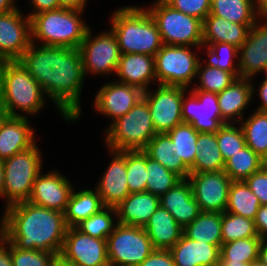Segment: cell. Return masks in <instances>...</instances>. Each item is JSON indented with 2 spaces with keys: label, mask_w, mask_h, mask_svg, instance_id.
Segmentation results:
<instances>
[{
  "label": "cell",
  "mask_w": 267,
  "mask_h": 266,
  "mask_svg": "<svg viewBox=\"0 0 267 266\" xmlns=\"http://www.w3.org/2000/svg\"><path fill=\"white\" fill-rule=\"evenodd\" d=\"M31 46L17 60L39 83L48 99L54 102L66 121L81 115V92L84 81L79 49L54 46Z\"/></svg>",
  "instance_id": "6da1fadb"
},
{
  "label": "cell",
  "mask_w": 267,
  "mask_h": 266,
  "mask_svg": "<svg viewBox=\"0 0 267 266\" xmlns=\"http://www.w3.org/2000/svg\"><path fill=\"white\" fill-rule=\"evenodd\" d=\"M0 221V233L14 247L60 255L68 229L64 213L25 201L7 207Z\"/></svg>",
  "instance_id": "7a4b0ae2"
},
{
  "label": "cell",
  "mask_w": 267,
  "mask_h": 266,
  "mask_svg": "<svg viewBox=\"0 0 267 266\" xmlns=\"http://www.w3.org/2000/svg\"><path fill=\"white\" fill-rule=\"evenodd\" d=\"M111 30L120 53H139L155 56L164 45L157 24L146 8L121 7L113 12Z\"/></svg>",
  "instance_id": "3957f363"
},
{
  "label": "cell",
  "mask_w": 267,
  "mask_h": 266,
  "mask_svg": "<svg viewBox=\"0 0 267 266\" xmlns=\"http://www.w3.org/2000/svg\"><path fill=\"white\" fill-rule=\"evenodd\" d=\"M45 98L42 87L18 61L4 64L0 82V109L5 116L25 117L21 115L22 112L27 115L39 113L46 103Z\"/></svg>",
  "instance_id": "277c9868"
},
{
  "label": "cell",
  "mask_w": 267,
  "mask_h": 266,
  "mask_svg": "<svg viewBox=\"0 0 267 266\" xmlns=\"http://www.w3.org/2000/svg\"><path fill=\"white\" fill-rule=\"evenodd\" d=\"M82 10L60 8L33 15L32 42L42 41L43 46L79 49L89 26L81 18Z\"/></svg>",
  "instance_id": "5b68a950"
},
{
  "label": "cell",
  "mask_w": 267,
  "mask_h": 266,
  "mask_svg": "<svg viewBox=\"0 0 267 266\" xmlns=\"http://www.w3.org/2000/svg\"><path fill=\"white\" fill-rule=\"evenodd\" d=\"M105 144L115 151L144 150L157 134L149 106L141 99L125 115L112 122L105 131Z\"/></svg>",
  "instance_id": "8992f818"
},
{
  "label": "cell",
  "mask_w": 267,
  "mask_h": 266,
  "mask_svg": "<svg viewBox=\"0 0 267 266\" xmlns=\"http://www.w3.org/2000/svg\"><path fill=\"white\" fill-rule=\"evenodd\" d=\"M155 20L164 45H203V22L172 8L164 0H156L151 7H145Z\"/></svg>",
  "instance_id": "52a82bcc"
},
{
  "label": "cell",
  "mask_w": 267,
  "mask_h": 266,
  "mask_svg": "<svg viewBox=\"0 0 267 266\" xmlns=\"http://www.w3.org/2000/svg\"><path fill=\"white\" fill-rule=\"evenodd\" d=\"M37 144L2 161L5 183L2 197L7 201L6 208L28 201L32 186L42 171V157Z\"/></svg>",
  "instance_id": "ba28073f"
},
{
  "label": "cell",
  "mask_w": 267,
  "mask_h": 266,
  "mask_svg": "<svg viewBox=\"0 0 267 266\" xmlns=\"http://www.w3.org/2000/svg\"><path fill=\"white\" fill-rule=\"evenodd\" d=\"M106 241L110 266H139L154 251L143 227L118 223Z\"/></svg>",
  "instance_id": "9c48e42d"
},
{
  "label": "cell",
  "mask_w": 267,
  "mask_h": 266,
  "mask_svg": "<svg viewBox=\"0 0 267 266\" xmlns=\"http://www.w3.org/2000/svg\"><path fill=\"white\" fill-rule=\"evenodd\" d=\"M190 50L191 46H162L154 56L158 84L188 88L193 83L200 58Z\"/></svg>",
  "instance_id": "30bf717a"
},
{
  "label": "cell",
  "mask_w": 267,
  "mask_h": 266,
  "mask_svg": "<svg viewBox=\"0 0 267 266\" xmlns=\"http://www.w3.org/2000/svg\"><path fill=\"white\" fill-rule=\"evenodd\" d=\"M91 28L87 30L79 47L85 77L87 74L109 75L116 72L120 60V49L112 30L92 36Z\"/></svg>",
  "instance_id": "8fae6325"
},
{
  "label": "cell",
  "mask_w": 267,
  "mask_h": 266,
  "mask_svg": "<svg viewBox=\"0 0 267 266\" xmlns=\"http://www.w3.org/2000/svg\"><path fill=\"white\" fill-rule=\"evenodd\" d=\"M188 88L159 84L156 91L146 90L143 99L149 106L152 123L157 133H167L183 122V95Z\"/></svg>",
  "instance_id": "7c38bea8"
},
{
  "label": "cell",
  "mask_w": 267,
  "mask_h": 266,
  "mask_svg": "<svg viewBox=\"0 0 267 266\" xmlns=\"http://www.w3.org/2000/svg\"><path fill=\"white\" fill-rule=\"evenodd\" d=\"M60 256L74 266H110L107 241L86 235L76 227L67 229Z\"/></svg>",
  "instance_id": "4fadbf2b"
},
{
  "label": "cell",
  "mask_w": 267,
  "mask_h": 266,
  "mask_svg": "<svg viewBox=\"0 0 267 266\" xmlns=\"http://www.w3.org/2000/svg\"><path fill=\"white\" fill-rule=\"evenodd\" d=\"M188 180L201 212H225L232 180L224 171L190 173Z\"/></svg>",
  "instance_id": "5bb4252c"
},
{
  "label": "cell",
  "mask_w": 267,
  "mask_h": 266,
  "mask_svg": "<svg viewBox=\"0 0 267 266\" xmlns=\"http://www.w3.org/2000/svg\"><path fill=\"white\" fill-rule=\"evenodd\" d=\"M185 95L182 102L183 122L190 123L198 132L208 133H216L225 124L220 115L217 94L190 90L189 97Z\"/></svg>",
  "instance_id": "9a60e30c"
},
{
  "label": "cell",
  "mask_w": 267,
  "mask_h": 266,
  "mask_svg": "<svg viewBox=\"0 0 267 266\" xmlns=\"http://www.w3.org/2000/svg\"><path fill=\"white\" fill-rule=\"evenodd\" d=\"M19 8L0 14V56L17 61L32 44L31 20Z\"/></svg>",
  "instance_id": "2e32d148"
},
{
  "label": "cell",
  "mask_w": 267,
  "mask_h": 266,
  "mask_svg": "<svg viewBox=\"0 0 267 266\" xmlns=\"http://www.w3.org/2000/svg\"><path fill=\"white\" fill-rule=\"evenodd\" d=\"M74 186L57 171L40 172L34 181L28 201L48 209L65 212Z\"/></svg>",
  "instance_id": "e0dca14e"
},
{
  "label": "cell",
  "mask_w": 267,
  "mask_h": 266,
  "mask_svg": "<svg viewBox=\"0 0 267 266\" xmlns=\"http://www.w3.org/2000/svg\"><path fill=\"white\" fill-rule=\"evenodd\" d=\"M144 91L119 82H108L96 93L94 108L98 113L111 117L112 122L125 115L143 99Z\"/></svg>",
  "instance_id": "ac0fdd59"
},
{
  "label": "cell",
  "mask_w": 267,
  "mask_h": 266,
  "mask_svg": "<svg viewBox=\"0 0 267 266\" xmlns=\"http://www.w3.org/2000/svg\"><path fill=\"white\" fill-rule=\"evenodd\" d=\"M240 78L252 79L258 72L267 74V25L255 23L239 47Z\"/></svg>",
  "instance_id": "d6986e66"
},
{
  "label": "cell",
  "mask_w": 267,
  "mask_h": 266,
  "mask_svg": "<svg viewBox=\"0 0 267 266\" xmlns=\"http://www.w3.org/2000/svg\"><path fill=\"white\" fill-rule=\"evenodd\" d=\"M108 150L113 159L95 189L104 207L116 208L130 194L126 177V151Z\"/></svg>",
  "instance_id": "ffe728a7"
},
{
  "label": "cell",
  "mask_w": 267,
  "mask_h": 266,
  "mask_svg": "<svg viewBox=\"0 0 267 266\" xmlns=\"http://www.w3.org/2000/svg\"><path fill=\"white\" fill-rule=\"evenodd\" d=\"M33 131L27 116L4 115L0 120V160L3 161L34 146L37 142Z\"/></svg>",
  "instance_id": "44dd1931"
},
{
  "label": "cell",
  "mask_w": 267,
  "mask_h": 266,
  "mask_svg": "<svg viewBox=\"0 0 267 266\" xmlns=\"http://www.w3.org/2000/svg\"><path fill=\"white\" fill-rule=\"evenodd\" d=\"M159 203L161 207L169 211L182 228L189 225L201 213L188 179H182L161 195Z\"/></svg>",
  "instance_id": "7402d4cb"
},
{
  "label": "cell",
  "mask_w": 267,
  "mask_h": 266,
  "mask_svg": "<svg viewBox=\"0 0 267 266\" xmlns=\"http://www.w3.org/2000/svg\"><path fill=\"white\" fill-rule=\"evenodd\" d=\"M252 82V79L239 77L217 94L219 111L224 123L236 124L244 118V110L251 103L255 93Z\"/></svg>",
  "instance_id": "603a6c76"
},
{
  "label": "cell",
  "mask_w": 267,
  "mask_h": 266,
  "mask_svg": "<svg viewBox=\"0 0 267 266\" xmlns=\"http://www.w3.org/2000/svg\"><path fill=\"white\" fill-rule=\"evenodd\" d=\"M115 75L120 80L117 82L145 92L151 82L157 81L154 56L139 53L121 54Z\"/></svg>",
  "instance_id": "cb8c5ba5"
},
{
  "label": "cell",
  "mask_w": 267,
  "mask_h": 266,
  "mask_svg": "<svg viewBox=\"0 0 267 266\" xmlns=\"http://www.w3.org/2000/svg\"><path fill=\"white\" fill-rule=\"evenodd\" d=\"M176 266H218L220 248L187 238L184 234L169 250Z\"/></svg>",
  "instance_id": "d4e9b609"
},
{
  "label": "cell",
  "mask_w": 267,
  "mask_h": 266,
  "mask_svg": "<svg viewBox=\"0 0 267 266\" xmlns=\"http://www.w3.org/2000/svg\"><path fill=\"white\" fill-rule=\"evenodd\" d=\"M155 250H170L182 237L183 230L169 213L160 205L143 227Z\"/></svg>",
  "instance_id": "484cf974"
},
{
  "label": "cell",
  "mask_w": 267,
  "mask_h": 266,
  "mask_svg": "<svg viewBox=\"0 0 267 266\" xmlns=\"http://www.w3.org/2000/svg\"><path fill=\"white\" fill-rule=\"evenodd\" d=\"M159 205V196L150 192L131 193L116 207L117 222L144 227Z\"/></svg>",
  "instance_id": "4316f807"
},
{
  "label": "cell",
  "mask_w": 267,
  "mask_h": 266,
  "mask_svg": "<svg viewBox=\"0 0 267 266\" xmlns=\"http://www.w3.org/2000/svg\"><path fill=\"white\" fill-rule=\"evenodd\" d=\"M251 28L252 26L232 23L209 13L203 21V45L224 42L239 48L246 41Z\"/></svg>",
  "instance_id": "83f0119b"
},
{
  "label": "cell",
  "mask_w": 267,
  "mask_h": 266,
  "mask_svg": "<svg viewBox=\"0 0 267 266\" xmlns=\"http://www.w3.org/2000/svg\"><path fill=\"white\" fill-rule=\"evenodd\" d=\"M143 151L181 179H188L190 168L178 159L176 144L167 133H157Z\"/></svg>",
  "instance_id": "f1b7e54d"
},
{
  "label": "cell",
  "mask_w": 267,
  "mask_h": 266,
  "mask_svg": "<svg viewBox=\"0 0 267 266\" xmlns=\"http://www.w3.org/2000/svg\"><path fill=\"white\" fill-rule=\"evenodd\" d=\"M196 156L190 173L220 172L225 161L219 150L216 133L199 132L196 143Z\"/></svg>",
  "instance_id": "f546056e"
},
{
  "label": "cell",
  "mask_w": 267,
  "mask_h": 266,
  "mask_svg": "<svg viewBox=\"0 0 267 266\" xmlns=\"http://www.w3.org/2000/svg\"><path fill=\"white\" fill-rule=\"evenodd\" d=\"M104 208L98 191L94 188L72 192L66 206L64 217L67 227H76L83 220Z\"/></svg>",
  "instance_id": "4dcf8cb0"
},
{
  "label": "cell",
  "mask_w": 267,
  "mask_h": 266,
  "mask_svg": "<svg viewBox=\"0 0 267 266\" xmlns=\"http://www.w3.org/2000/svg\"><path fill=\"white\" fill-rule=\"evenodd\" d=\"M257 10V0H211L210 14L232 23L253 26L259 22Z\"/></svg>",
  "instance_id": "1f68e13d"
},
{
  "label": "cell",
  "mask_w": 267,
  "mask_h": 266,
  "mask_svg": "<svg viewBox=\"0 0 267 266\" xmlns=\"http://www.w3.org/2000/svg\"><path fill=\"white\" fill-rule=\"evenodd\" d=\"M221 226L222 213L201 212L184 228L183 234L189 239L213 244L221 248Z\"/></svg>",
  "instance_id": "d6a6232c"
},
{
  "label": "cell",
  "mask_w": 267,
  "mask_h": 266,
  "mask_svg": "<svg viewBox=\"0 0 267 266\" xmlns=\"http://www.w3.org/2000/svg\"><path fill=\"white\" fill-rule=\"evenodd\" d=\"M260 206L259 199L245 181H232L225 208L226 212L255 220Z\"/></svg>",
  "instance_id": "836d02e7"
},
{
  "label": "cell",
  "mask_w": 267,
  "mask_h": 266,
  "mask_svg": "<svg viewBox=\"0 0 267 266\" xmlns=\"http://www.w3.org/2000/svg\"><path fill=\"white\" fill-rule=\"evenodd\" d=\"M246 145L267 164V112L256 111L241 120Z\"/></svg>",
  "instance_id": "e575fe53"
},
{
  "label": "cell",
  "mask_w": 267,
  "mask_h": 266,
  "mask_svg": "<svg viewBox=\"0 0 267 266\" xmlns=\"http://www.w3.org/2000/svg\"><path fill=\"white\" fill-rule=\"evenodd\" d=\"M265 164V161L246 145L225 162L223 171L232 181H245Z\"/></svg>",
  "instance_id": "d590c367"
},
{
  "label": "cell",
  "mask_w": 267,
  "mask_h": 266,
  "mask_svg": "<svg viewBox=\"0 0 267 266\" xmlns=\"http://www.w3.org/2000/svg\"><path fill=\"white\" fill-rule=\"evenodd\" d=\"M261 242V237H249L223 243L220 248L219 262L251 263L256 261Z\"/></svg>",
  "instance_id": "8d00e7d4"
},
{
  "label": "cell",
  "mask_w": 267,
  "mask_h": 266,
  "mask_svg": "<svg viewBox=\"0 0 267 266\" xmlns=\"http://www.w3.org/2000/svg\"><path fill=\"white\" fill-rule=\"evenodd\" d=\"M198 133L190 123L186 122L178 124L167 132L172 142L176 144L178 159H182L189 168L195 161Z\"/></svg>",
  "instance_id": "74e56055"
},
{
  "label": "cell",
  "mask_w": 267,
  "mask_h": 266,
  "mask_svg": "<svg viewBox=\"0 0 267 266\" xmlns=\"http://www.w3.org/2000/svg\"><path fill=\"white\" fill-rule=\"evenodd\" d=\"M146 171L148 172L146 192L161 196L174 187L182 179L166 169L162 164L146 154Z\"/></svg>",
  "instance_id": "f35d334b"
},
{
  "label": "cell",
  "mask_w": 267,
  "mask_h": 266,
  "mask_svg": "<svg viewBox=\"0 0 267 266\" xmlns=\"http://www.w3.org/2000/svg\"><path fill=\"white\" fill-rule=\"evenodd\" d=\"M112 215L117 219L116 208L104 207L98 213L83 220L76 228L93 238L106 240L118 224L117 221L115 223Z\"/></svg>",
  "instance_id": "ab89813d"
},
{
  "label": "cell",
  "mask_w": 267,
  "mask_h": 266,
  "mask_svg": "<svg viewBox=\"0 0 267 266\" xmlns=\"http://www.w3.org/2000/svg\"><path fill=\"white\" fill-rule=\"evenodd\" d=\"M196 77L199 78V85L194 86L191 91H204L215 94L222 92L237 79L231 72L217 67L202 65L201 61L198 65Z\"/></svg>",
  "instance_id": "60d3db41"
},
{
  "label": "cell",
  "mask_w": 267,
  "mask_h": 266,
  "mask_svg": "<svg viewBox=\"0 0 267 266\" xmlns=\"http://www.w3.org/2000/svg\"><path fill=\"white\" fill-rule=\"evenodd\" d=\"M221 234L222 244L238 239L259 237L254 220L226 211L222 213Z\"/></svg>",
  "instance_id": "b9f144b4"
},
{
  "label": "cell",
  "mask_w": 267,
  "mask_h": 266,
  "mask_svg": "<svg viewBox=\"0 0 267 266\" xmlns=\"http://www.w3.org/2000/svg\"><path fill=\"white\" fill-rule=\"evenodd\" d=\"M207 48L208 62L207 66L217 67L219 69L231 72L236 78L240 77L238 60L237 64L233 63L235 58H238L239 48L229 43H212L211 45H202Z\"/></svg>",
  "instance_id": "7bdbcfd3"
},
{
  "label": "cell",
  "mask_w": 267,
  "mask_h": 266,
  "mask_svg": "<svg viewBox=\"0 0 267 266\" xmlns=\"http://www.w3.org/2000/svg\"><path fill=\"white\" fill-rule=\"evenodd\" d=\"M126 173L129 193L146 191L148 172L146 153L143 150L126 151Z\"/></svg>",
  "instance_id": "ee69618b"
},
{
  "label": "cell",
  "mask_w": 267,
  "mask_h": 266,
  "mask_svg": "<svg viewBox=\"0 0 267 266\" xmlns=\"http://www.w3.org/2000/svg\"><path fill=\"white\" fill-rule=\"evenodd\" d=\"M234 125V123H225L216 132L218 147L225 162L246 146L241 126L238 128Z\"/></svg>",
  "instance_id": "f6af8a7d"
},
{
  "label": "cell",
  "mask_w": 267,
  "mask_h": 266,
  "mask_svg": "<svg viewBox=\"0 0 267 266\" xmlns=\"http://www.w3.org/2000/svg\"><path fill=\"white\" fill-rule=\"evenodd\" d=\"M56 256L43 250H22L11 244L13 266H50Z\"/></svg>",
  "instance_id": "bcb514c9"
},
{
  "label": "cell",
  "mask_w": 267,
  "mask_h": 266,
  "mask_svg": "<svg viewBox=\"0 0 267 266\" xmlns=\"http://www.w3.org/2000/svg\"><path fill=\"white\" fill-rule=\"evenodd\" d=\"M175 10L191 15L202 22L210 13L211 0H164Z\"/></svg>",
  "instance_id": "7dc6e473"
},
{
  "label": "cell",
  "mask_w": 267,
  "mask_h": 266,
  "mask_svg": "<svg viewBox=\"0 0 267 266\" xmlns=\"http://www.w3.org/2000/svg\"><path fill=\"white\" fill-rule=\"evenodd\" d=\"M245 182L259 199L261 205H267V164L251 174Z\"/></svg>",
  "instance_id": "c3c4849f"
},
{
  "label": "cell",
  "mask_w": 267,
  "mask_h": 266,
  "mask_svg": "<svg viewBox=\"0 0 267 266\" xmlns=\"http://www.w3.org/2000/svg\"><path fill=\"white\" fill-rule=\"evenodd\" d=\"M139 266H176L169 250H155Z\"/></svg>",
  "instance_id": "681fc988"
},
{
  "label": "cell",
  "mask_w": 267,
  "mask_h": 266,
  "mask_svg": "<svg viewBox=\"0 0 267 266\" xmlns=\"http://www.w3.org/2000/svg\"><path fill=\"white\" fill-rule=\"evenodd\" d=\"M259 237L267 238V205H261L254 220Z\"/></svg>",
  "instance_id": "f907efd6"
},
{
  "label": "cell",
  "mask_w": 267,
  "mask_h": 266,
  "mask_svg": "<svg viewBox=\"0 0 267 266\" xmlns=\"http://www.w3.org/2000/svg\"><path fill=\"white\" fill-rule=\"evenodd\" d=\"M31 6H34V10L32 13H30L29 16L30 18L43 11H50V10H56L60 9V2L59 0H30Z\"/></svg>",
  "instance_id": "816d5d0a"
},
{
  "label": "cell",
  "mask_w": 267,
  "mask_h": 266,
  "mask_svg": "<svg viewBox=\"0 0 267 266\" xmlns=\"http://www.w3.org/2000/svg\"><path fill=\"white\" fill-rule=\"evenodd\" d=\"M0 266H13L11 243L0 233Z\"/></svg>",
  "instance_id": "f5cc1de1"
},
{
  "label": "cell",
  "mask_w": 267,
  "mask_h": 266,
  "mask_svg": "<svg viewBox=\"0 0 267 266\" xmlns=\"http://www.w3.org/2000/svg\"><path fill=\"white\" fill-rule=\"evenodd\" d=\"M258 90V96L260 97L259 99H261V104L257 107L256 111L267 112V74Z\"/></svg>",
  "instance_id": "db71d44e"
},
{
  "label": "cell",
  "mask_w": 267,
  "mask_h": 266,
  "mask_svg": "<svg viewBox=\"0 0 267 266\" xmlns=\"http://www.w3.org/2000/svg\"><path fill=\"white\" fill-rule=\"evenodd\" d=\"M60 7L84 11L87 0H59Z\"/></svg>",
  "instance_id": "11a10c76"
},
{
  "label": "cell",
  "mask_w": 267,
  "mask_h": 266,
  "mask_svg": "<svg viewBox=\"0 0 267 266\" xmlns=\"http://www.w3.org/2000/svg\"><path fill=\"white\" fill-rule=\"evenodd\" d=\"M17 8L15 0H0V14L11 12Z\"/></svg>",
  "instance_id": "9f6ffc18"
},
{
  "label": "cell",
  "mask_w": 267,
  "mask_h": 266,
  "mask_svg": "<svg viewBox=\"0 0 267 266\" xmlns=\"http://www.w3.org/2000/svg\"><path fill=\"white\" fill-rule=\"evenodd\" d=\"M258 260L267 266V238H263L259 247Z\"/></svg>",
  "instance_id": "6f0895ef"
},
{
  "label": "cell",
  "mask_w": 267,
  "mask_h": 266,
  "mask_svg": "<svg viewBox=\"0 0 267 266\" xmlns=\"http://www.w3.org/2000/svg\"><path fill=\"white\" fill-rule=\"evenodd\" d=\"M257 5H258V18L259 19H265L267 21V0H257ZM262 17V18H261ZM264 25H267V23H262Z\"/></svg>",
  "instance_id": "680465c9"
},
{
  "label": "cell",
  "mask_w": 267,
  "mask_h": 266,
  "mask_svg": "<svg viewBox=\"0 0 267 266\" xmlns=\"http://www.w3.org/2000/svg\"><path fill=\"white\" fill-rule=\"evenodd\" d=\"M50 266H74L72 263L65 261L60 255L56 256Z\"/></svg>",
  "instance_id": "91938a15"
},
{
  "label": "cell",
  "mask_w": 267,
  "mask_h": 266,
  "mask_svg": "<svg viewBox=\"0 0 267 266\" xmlns=\"http://www.w3.org/2000/svg\"><path fill=\"white\" fill-rule=\"evenodd\" d=\"M4 176H5L4 166L2 160H0V198L2 197L4 190V183H5Z\"/></svg>",
  "instance_id": "94428289"
},
{
  "label": "cell",
  "mask_w": 267,
  "mask_h": 266,
  "mask_svg": "<svg viewBox=\"0 0 267 266\" xmlns=\"http://www.w3.org/2000/svg\"><path fill=\"white\" fill-rule=\"evenodd\" d=\"M218 266H250V263H244V262H219Z\"/></svg>",
  "instance_id": "6125c7cd"
},
{
  "label": "cell",
  "mask_w": 267,
  "mask_h": 266,
  "mask_svg": "<svg viewBox=\"0 0 267 266\" xmlns=\"http://www.w3.org/2000/svg\"><path fill=\"white\" fill-rule=\"evenodd\" d=\"M6 62L7 61L2 56H0V82H1L2 70Z\"/></svg>",
  "instance_id": "be15d7a7"
},
{
  "label": "cell",
  "mask_w": 267,
  "mask_h": 266,
  "mask_svg": "<svg viewBox=\"0 0 267 266\" xmlns=\"http://www.w3.org/2000/svg\"><path fill=\"white\" fill-rule=\"evenodd\" d=\"M250 266H266V265L262 264L259 260H256V261L251 262Z\"/></svg>",
  "instance_id": "e7e4bbea"
},
{
  "label": "cell",
  "mask_w": 267,
  "mask_h": 266,
  "mask_svg": "<svg viewBox=\"0 0 267 266\" xmlns=\"http://www.w3.org/2000/svg\"><path fill=\"white\" fill-rule=\"evenodd\" d=\"M4 116V112L0 109V120Z\"/></svg>",
  "instance_id": "03108f58"
}]
</instances>
